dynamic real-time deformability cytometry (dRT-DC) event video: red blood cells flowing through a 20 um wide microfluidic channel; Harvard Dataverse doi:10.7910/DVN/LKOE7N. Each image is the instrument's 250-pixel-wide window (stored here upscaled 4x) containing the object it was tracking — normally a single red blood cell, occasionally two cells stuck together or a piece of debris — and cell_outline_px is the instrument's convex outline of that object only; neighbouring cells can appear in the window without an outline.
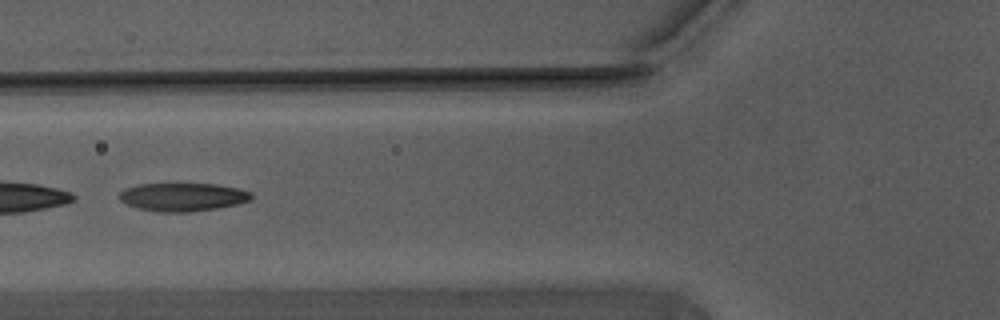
{"species": "Egyptian fruit bat (a non-hibernating species)", "species_latin": "Rousettus aegyptiacus", "temperature_condition": "warm", "stored_images_in_passage": 4, "camera_frame_rate_fps": 3000, "um_per_image_px": 0.085, "animal": {"sex": "male"}, "frame": {"image": 1, "passage_image": 2, "time_ms": 0.333, "image_size_px": [1000, 320], "cell_outline_px": [[252, 200], [240, 204], [192, 212], [156, 212], [136, 208], [120, 200], [120, 192], [124, 188], [136, 184], [216, 184], [240, 188], [252, 192]], "centroid_in_image_um": [15.56, 16.75], "position_along_channel_um": 110.2, "area_um2": 22.02}}